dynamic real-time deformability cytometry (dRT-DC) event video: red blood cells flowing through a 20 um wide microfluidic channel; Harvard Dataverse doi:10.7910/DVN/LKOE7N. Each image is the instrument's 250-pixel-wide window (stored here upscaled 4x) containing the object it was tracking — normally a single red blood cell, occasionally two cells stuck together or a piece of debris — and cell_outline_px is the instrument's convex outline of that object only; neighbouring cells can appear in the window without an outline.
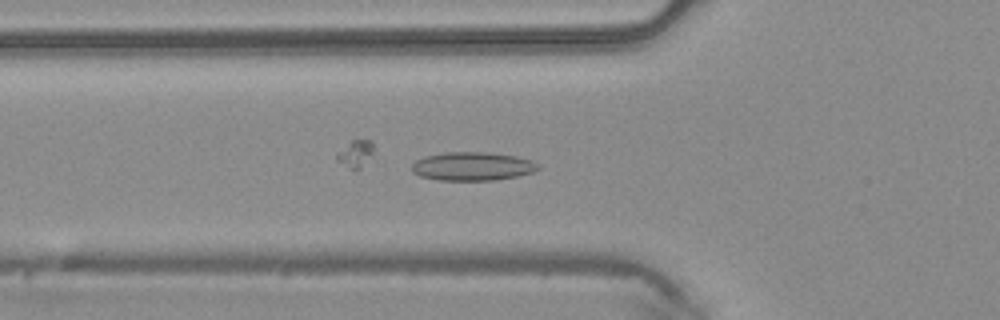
{"species": "common noctule bat (a hibernating species)", "species_latin": "Nyctalus noctula", "temperature_condition": "warm", "stored_images_in_passage": 34, "camera_frame_rate_fps": 3000, "um_per_image_px": 0.085, "animal": {"sex": "male", "body_mass_g": 20.4}, "frame": {"image": 1, "passage_image": 4, "time_ms": 1.0, "image_size_px": [1000, 320], "cell_outline_px": [[540, 168], [536, 172], [496, 180], [440, 180], [420, 176], [412, 172], [412, 164], [416, 160], [424, 156], [444, 152], [488, 152], [516, 156], [532, 160], [540, 164]], "centroid_in_image_um": [40.19, 14.13], "position_along_channel_um": 85.6, "area_um2": 21.21}}
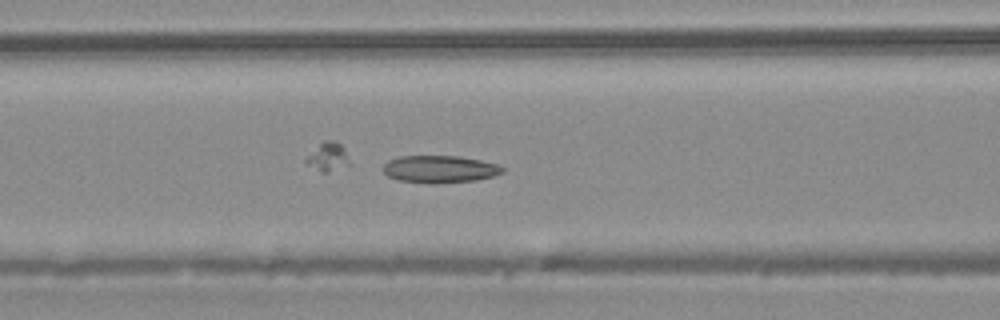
{"frame": {"image": 2, "passage_image": 7, "time_ms": 2.0, "image_size_px": [1000, 320], "cell_outline_px": [[504, 172], [492, 176], [476, 180], [436, 184], [428, 184], [396, 180], [388, 176], [384, 172], [384, 164], [388, 160], [400, 156], [460, 156], [500, 164], [504, 168]], "centroid_in_image_um": [37.38, 14.38], "position_along_channel_um": 129.2, "area_um2": 19.25}}
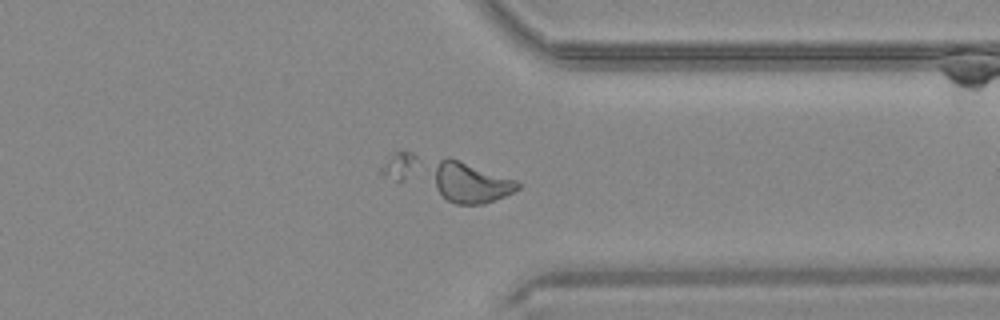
{"frame": {"image": 3, "passage_image": 24, "time_ms": 7.667, "image_size_px": [1000, 320], "cell_outline_px": [[520, 188], [504, 196], [484, 204], [456, 204], [448, 200], [436, 188], [436, 164], [440, 160], [448, 156], [516, 180], [520, 184]], "centroid_in_image_um": [40.04, 15.54], "position_along_channel_um": 371.4, "area_um2": 19.25}}